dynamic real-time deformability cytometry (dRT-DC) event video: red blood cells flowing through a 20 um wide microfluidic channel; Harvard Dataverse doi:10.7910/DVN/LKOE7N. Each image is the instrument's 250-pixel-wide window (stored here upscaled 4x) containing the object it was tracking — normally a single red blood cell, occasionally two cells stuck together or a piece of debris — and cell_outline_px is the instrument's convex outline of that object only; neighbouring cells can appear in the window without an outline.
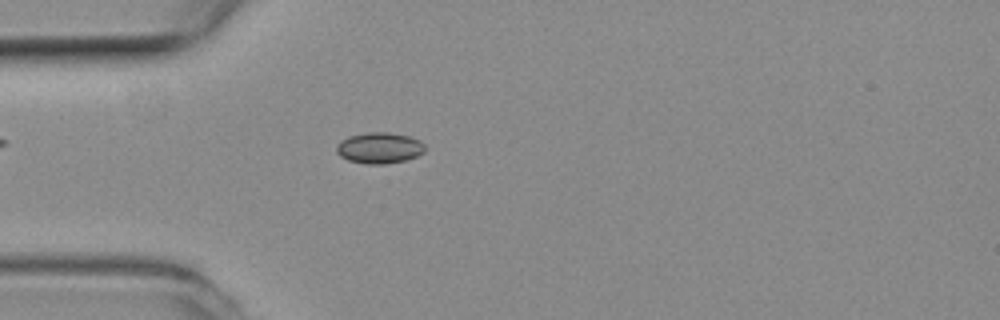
{"species": "common noctule bat (a hibernating species)", "species_latin": "Nyctalus noctula", "temperature_condition": "room temperature", "stored_images_in_passage": 52, "camera_frame_rate_fps": 3000, "um_per_image_px": 0.085, "animal": {"sex": "female", "body_mass_g": 19.3, "forearm_length_mm": 54.1}, "frame": {"image": 1, "passage_image": 14, "time_ms": 4.333, "image_size_px": [1000, 320], "cell_outline_px": [[424, 152], [416, 156], [404, 160], [384, 164], [368, 164], [348, 160], [340, 156], [336, 152], [336, 144], [348, 136], [368, 132], [388, 132], [408, 136], [420, 140], [424, 144]], "centroid_in_image_um": [32.22, 12.57], "position_along_channel_um": 52.8, "area_um2": 15.95}}
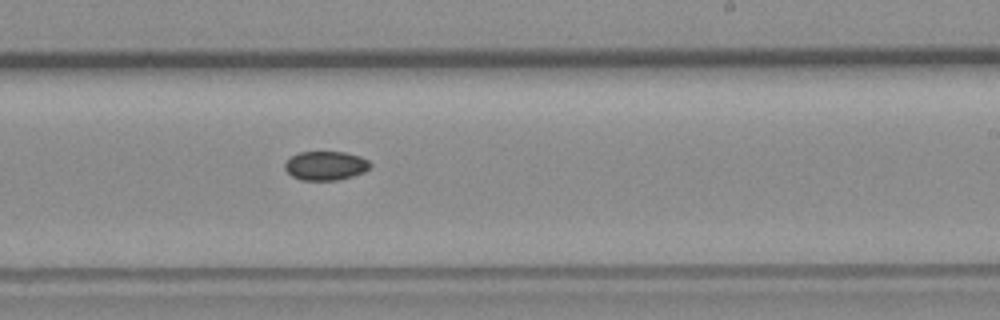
{"frame": {"image": 2, "passage_image": 31, "time_ms": 10.0, "image_size_px": [1000, 320], "cell_outline_px": [[372, 164], [364, 172], [352, 176], [336, 180], [300, 180], [292, 176], [284, 168], [284, 164], [292, 156], [300, 152], [344, 152], [360, 156], [368, 160]], "centroid_in_image_um": [27.68, 14.08], "position_along_channel_um": 261.3, "area_um2": 14.33}}
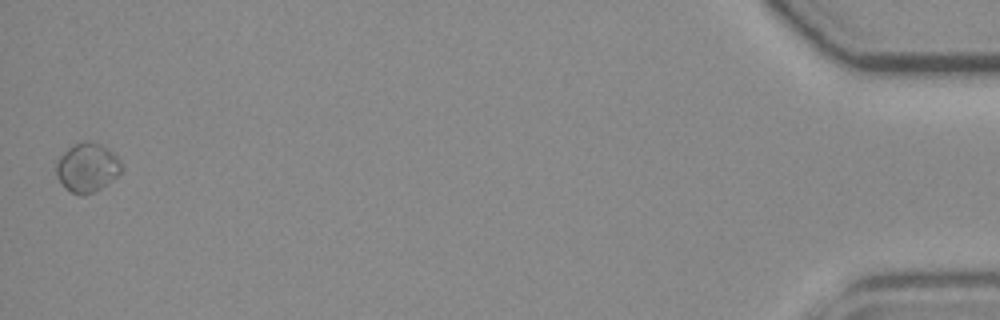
{"frame": {"image": 3, "passage_image": 52, "time_ms": 17.0, "image_size_px": [1000, 320], "cell_outline_px": [[120, 172], [116, 176], [100, 188], [92, 192], [72, 192], [64, 188], [56, 176], [56, 164], [60, 156], [68, 148], [84, 140], [88, 140], [100, 144], [108, 148], [120, 160]], "centroid_in_image_um": [7.38, 14.2], "position_along_channel_um": 427.8, "area_um2": 18.09}}